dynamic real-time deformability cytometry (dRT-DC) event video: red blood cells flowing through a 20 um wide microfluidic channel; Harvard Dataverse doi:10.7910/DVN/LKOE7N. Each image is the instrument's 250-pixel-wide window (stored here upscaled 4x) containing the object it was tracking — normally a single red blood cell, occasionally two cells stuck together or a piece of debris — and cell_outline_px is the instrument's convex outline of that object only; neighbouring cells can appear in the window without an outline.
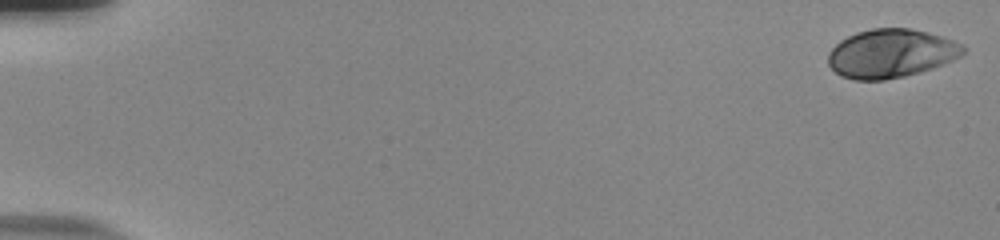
{"species": "human", "species_latin": "Homo sapiens", "temperature_condition": "room temperature", "stored_images_in_passage": 56, "camera_frame_rate_fps": 3000, "um_per_image_px": 0.085, "donor": {"sex": "male"}, "frame": {"image": 1, "passage_image": 1, "time_ms": 0.0, "image_size_px": [1000, 240], "cell_outline_px": [[964, 52], [960, 56], [952, 60], [932, 68], [904, 76], [884, 80], [856, 80], [840, 76], [828, 64], [828, 52], [840, 40], [856, 32], [872, 28], [908, 28], [928, 32], [964, 44]], "centroid_in_image_um": [75.71, 4.54], "position_along_channel_um": 9.3, "area_um2": 38.15}}
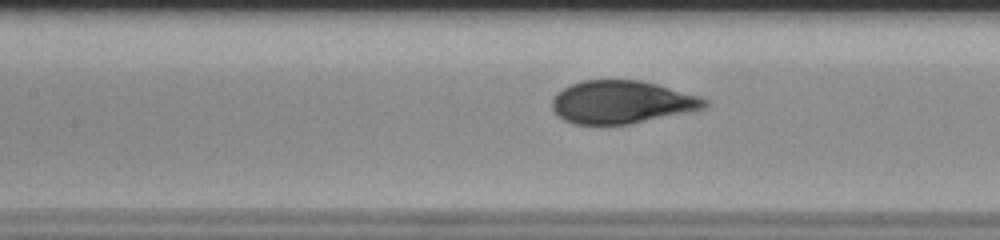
{"frame": {"image": 2, "passage_image": 27, "time_ms": 8.667, "image_size_px": [1000, 240], "cell_outline_px": [[708, 108], [696, 112], [628, 124], [576, 124], [564, 120], [556, 116], [552, 108], [552, 100], [564, 88], [572, 84], [584, 80], [640, 80], [656, 84], [700, 96], [708, 100]], "centroid_in_image_um": [52.92, 8.7], "position_along_channel_um": 154.5, "area_um2": 38.38}}
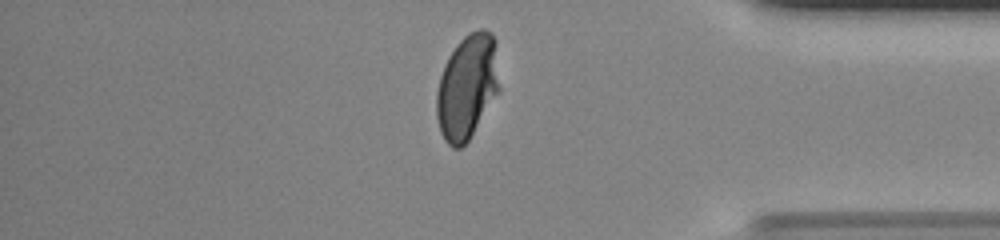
{"frame": {"image": 3, "passage_image": 48, "time_ms": 15.667, "image_size_px": [1000, 240], "cell_outline_px": [[500, 92], [468, 140], [460, 148], [452, 148], [444, 140], [440, 132], [436, 116], [436, 92], [440, 76], [444, 64], [448, 56], [456, 44], [464, 36], [480, 28], [484, 28], [492, 32], [496, 40], [500, 88]], "centroid_in_image_um": [39.72, 7.36], "position_along_channel_um": 395.5, "area_um2": 39.02}, "authors_computed_cell_mechanics": {"area_um2": 38.3214, "velocity_mm_per_s": 3.7149, "shape_relaxation_time_tau1_ms": 4.6722, "shape_relaxation_time_tau2_ms": null, "deformation_change_tau1": 0.203, "deformation_change_tau2": null}}